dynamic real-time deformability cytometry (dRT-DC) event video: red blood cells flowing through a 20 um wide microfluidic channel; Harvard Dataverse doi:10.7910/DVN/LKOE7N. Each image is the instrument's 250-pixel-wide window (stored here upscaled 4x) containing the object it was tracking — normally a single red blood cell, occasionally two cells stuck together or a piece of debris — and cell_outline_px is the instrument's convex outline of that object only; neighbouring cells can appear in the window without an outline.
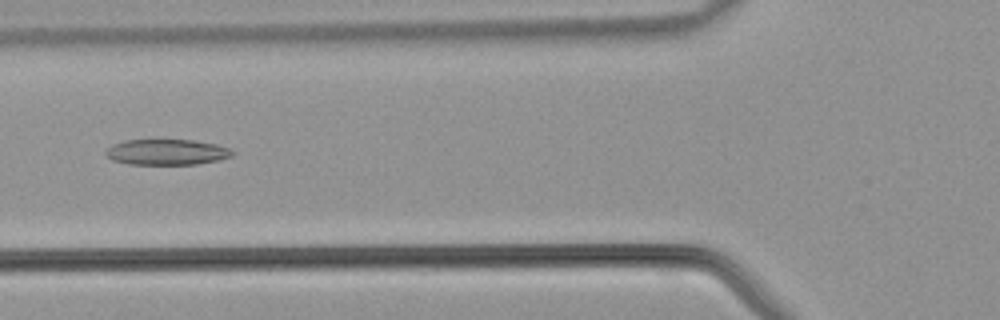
{"species": "common noctule bat (a hibernating species)", "species_latin": "Nyctalus noctula", "temperature_condition": "warm", "stored_images_in_passage": 36, "camera_frame_rate_fps": 3000, "um_per_image_px": 0.085, "animal": {"sex": "male", "body_mass_g": 21.5, "forearm_length_mm": 52.0}, "frame": {"image": 1, "passage_image": 8, "time_ms": 2.333, "image_size_px": [1000, 320], "cell_outline_px": [[236, 152], [232, 156], [220, 160], [196, 164], [128, 164], [112, 160], [104, 152], [112, 144], [124, 140], [192, 140], [216, 144], [232, 148]], "centroid_in_image_um": [14.21, 12.92], "position_along_channel_um": 111.6, "area_um2": 19.07}}
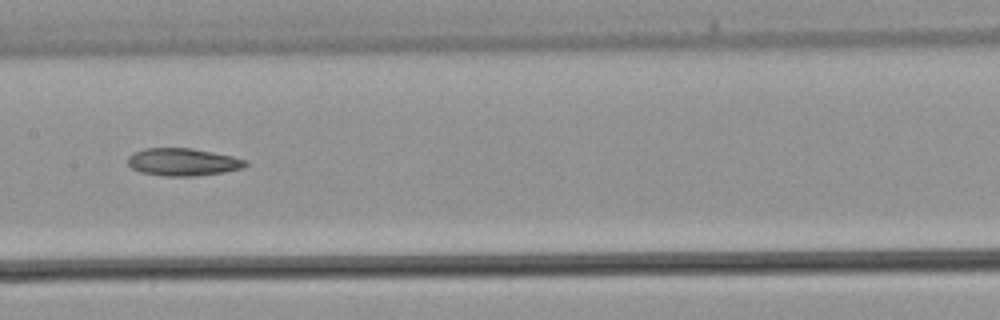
{"frame": {"image": 2, "passage_image": 13, "time_ms": 4.0, "image_size_px": [1000, 320], "cell_outline_px": [[248, 164], [244, 168], [224, 172], [192, 176], [164, 176], [140, 172], [132, 168], [128, 164], [128, 156], [144, 148], [192, 148], [232, 156], [248, 160]], "centroid_in_image_um": [15.57, 13.77], "position_along_channel_um": 191.8, "area_um2": 18.9}}
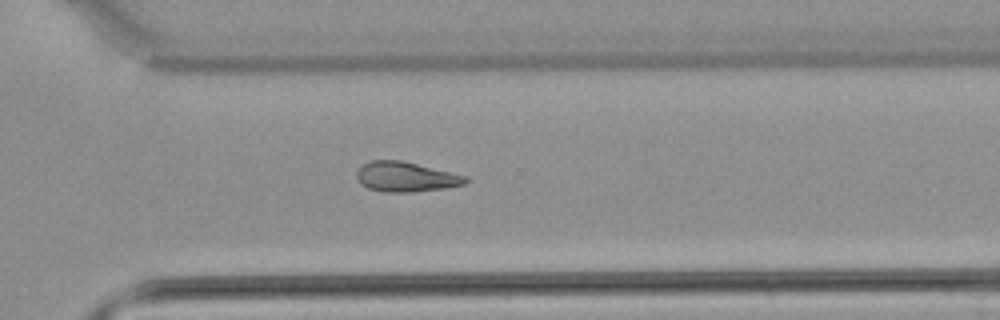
{"frame": {"image": 3, "passage_image": 22, "time_ms": 7.0, "image_size_px": [1000, 320], "cell_outline_px": [[468, 180], [464, 184], [448, 188], [412, 192], [384, 192], [368, 188], [360, 184], [356, 176], [356, 172], [364, 164], [372, 160], [400, 160], [468, 176]], "centroid_in_image_um": [34.5, 15.04], "position_along_channel_um": 336.1, "area_um2": 18.96}}